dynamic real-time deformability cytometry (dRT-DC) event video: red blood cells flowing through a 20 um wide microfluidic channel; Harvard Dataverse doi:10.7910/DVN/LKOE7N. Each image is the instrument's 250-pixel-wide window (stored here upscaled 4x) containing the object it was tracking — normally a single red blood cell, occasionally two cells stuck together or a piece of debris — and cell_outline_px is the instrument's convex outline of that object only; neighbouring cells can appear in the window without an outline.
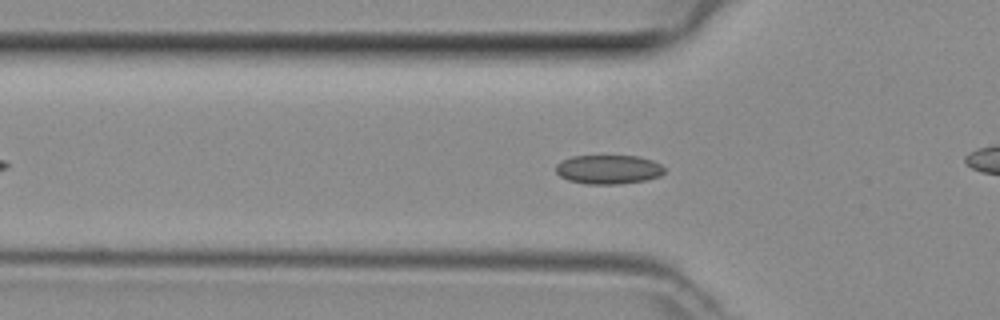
{"species": "common noctule bat (a hibernating species)", "species_latin": "Nyctalus noctula", "temperature_condition": "room temperature", "stored_images_in_passage": 44, "camera_frame_rate_fps": 3000, "um_per_image_px": 0.085, "animal": {"sex": "female", "body_mass_g": 29.2, "forearm_length_mm": 56.3}, "frame": {"image": 1, "passage_image": 11, "time_ms": 3.333, "image_size_px": [1000, 320], "cell_outline_px": [[664, 172], [660, 176], [644, 180], [620, 184], [588, 184], [568, 180], [560, 176], [556, 172], [556, 164], [572, 156], [640, 156], [652, 160], [660, 164], [664, 168]], "centroid_in_image_um": [51.72, 14.4], "position_along_channel_um": 74.1, "area_um2": 18.32}}
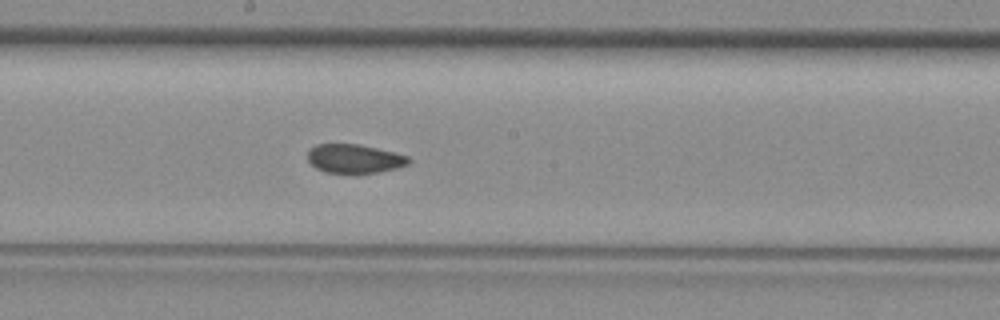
{"frame": {"image": 2, "passage_image": 21, "time_ms": 6.667, "image_size_px": [1000, 320], "cell_outline_px": [[412, 160], [408, 164], [396, 168], [376, 172], [352, 176], [324, 172], [316, 168], [308, 160], [308, 148], [316, 144], [356, 144], [376, 148], [408, 156]], "centroid_in_image_um": [30.08, 13.52], "position_along_channel_um": 218.1, "area_um2": 17.46}}
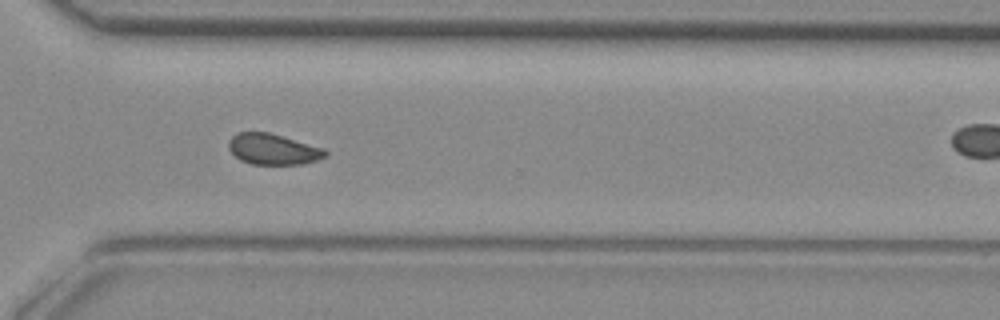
{"frame": {"image": 3, "passage_image": 30, "time_ms": 9.667, "image_size_px": [1000, 320], "cell_outline_px": [[328, 156], [304, 164], [252, 164], [240, 160], [228, 148], [228, 140], [236, 132], [268, 132], [324, 148], [328, 152]], "centroid_in_image_um": [23.21, 12.68], "position_along_channel_um": 347.4, "area_um2": 17.4}}